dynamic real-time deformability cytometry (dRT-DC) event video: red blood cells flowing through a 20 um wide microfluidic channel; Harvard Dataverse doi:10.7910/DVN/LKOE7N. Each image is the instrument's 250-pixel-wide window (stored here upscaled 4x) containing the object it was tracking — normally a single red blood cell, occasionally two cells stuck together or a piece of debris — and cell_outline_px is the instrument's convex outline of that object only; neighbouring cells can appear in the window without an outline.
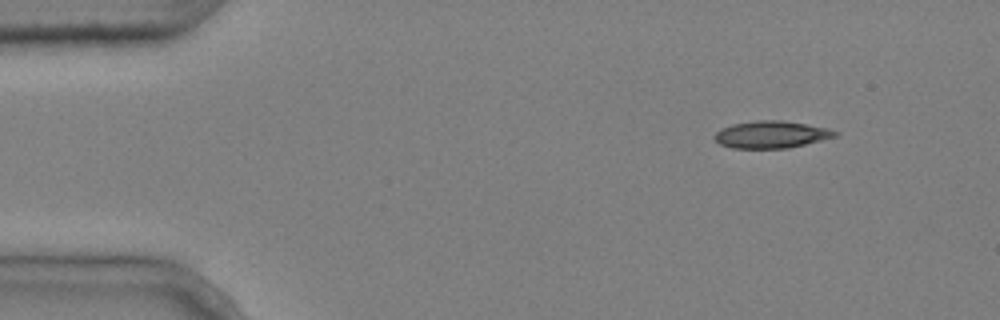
{"species": "common noctule bat (a hibernating species)", "species_latin": "Nyctalus noctula", "temperature_condition": "cold", "stored_images_in_passage": 9, "camera_frame_rate_fps": 3000, "um_per_image_px": 0.085, "animal": {"sex": "male", "body_mass_g": 20.4}, "frame": {"image": 1, "passage_image": 1, "time_ms": 0.0, "image_size_px": [1000, 320], "cell_outline_px": [[840, 136], [788, 148], [732, 148], [720, 144], [712, 136], [720, 128], [732, 124], [756, 120], [780, 120], [808, 124], [828, 128], [840, 132]], "centroid_in_image_um": [65.59, 11.43], "position_along_channel_um": 19.4, "area_um2": 19.31}}
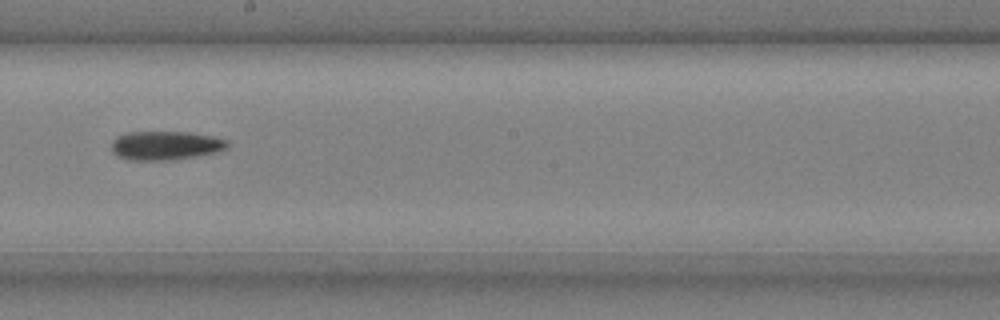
{"frame": {"image": 2, "passage_image": 8, "time_ms": 2.333, "image_size_px": [1000, 320], "cell_outline_px": [[228, 148], [220, 152], [172, 160], [128, 160], [116, 156], [112, 152], [112, 140], [116, 136], [128, 132], [188, 132], [212, 136], [228, 140]], "centroid_in_image_um": [14.07, 12.37], "position_along_channel_um": 234.1, "area_um2": 19.77}}
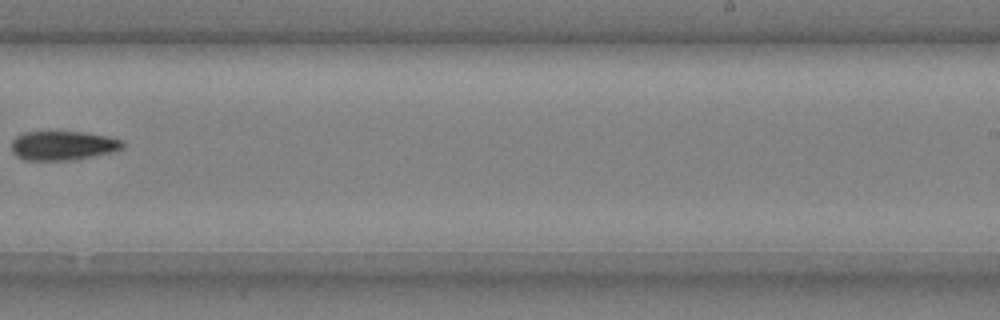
{"frame": {"image": 3, "passage_image": 9, "time_ms": 2.667, "image_size_px": [1000, 320], "cell_outline_px": [[124, 148], [112, 152], [96, 156], [76, 160], [24, 160], [16, 156], [12, 152], [12, 140], [16, 136], [24, 132], [84, 132], [108, 136], [124, 140]], "centroid_in_image_um": [5.38, 12.38], "position_along_channel_um": 283.6, "area_um2": 19.19}}